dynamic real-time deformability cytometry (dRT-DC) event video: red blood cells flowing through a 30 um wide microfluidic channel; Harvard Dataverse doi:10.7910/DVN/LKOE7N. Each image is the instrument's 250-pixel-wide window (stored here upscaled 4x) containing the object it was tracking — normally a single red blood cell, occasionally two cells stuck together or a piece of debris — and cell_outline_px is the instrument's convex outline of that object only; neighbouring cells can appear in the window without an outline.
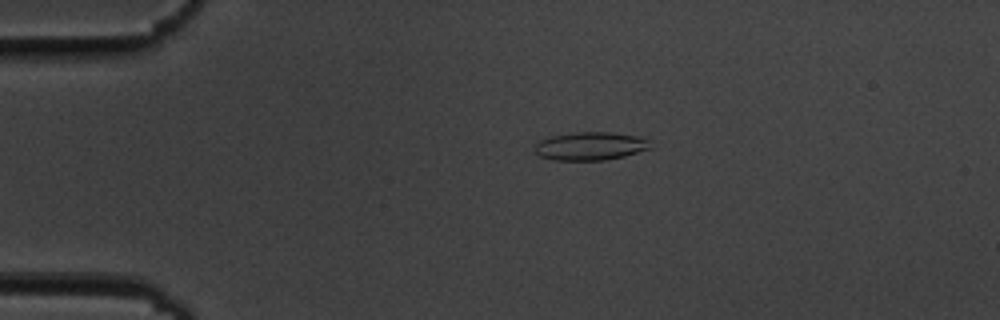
{"species": "common noctule bat (a hibernating species)", "species_latin": "Nyctalus noctula", "temperature_condition": "cold", "stored_images_in_passage": 51, "camera_frame_rate_fps": 3000, "um_per_image_px": 0.085, "animal": {"sex": "male", "body_mass_g": 19.5, "forearm_length_mm": 54.6}, "frame": {"image": 1, "passage_image": 7, "time_ms": 2.0, "image_size_px": [1000, 320], "cell_outline_px": [[652, 148], [624, 156], [604, 160], [556, 160], [540, 156], [536, 152], [536, 144], [540, 140], [552, 136], [576, 132], [612, 132], [636, 136], [648, 140]], "centroid_in_image_um": [50.2, 12.42], "position_along_channel_um": 34.8, "area_um2": 18.79}}
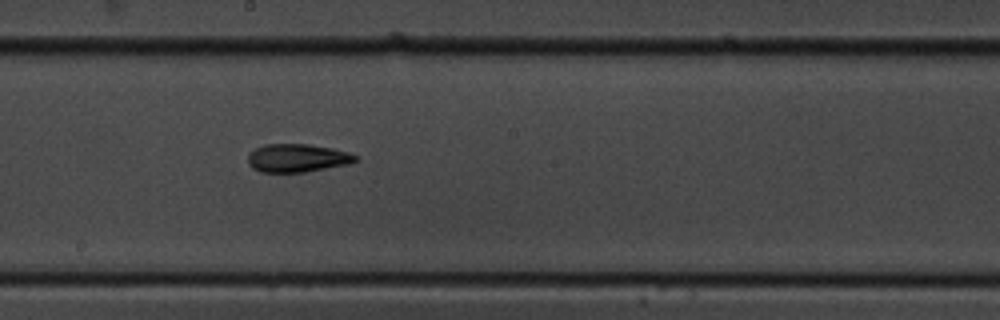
{"frame": {"image": 2, "passage_image": 26, "time_ms": 8.333, "image_size_px": [1000, 320], "cell_outline_px": [[360, 156], [356, 160], [348, 164], [304, 172], [260, 172], [252, 168], [248, 164], [248, 152], [264, 144], [308, 144], [332, 148], [348, 152]], "centroid_in_image_um": [25.24, 13.43], "position_along_channel_um": 223.0, "area_um2": 17.74}}
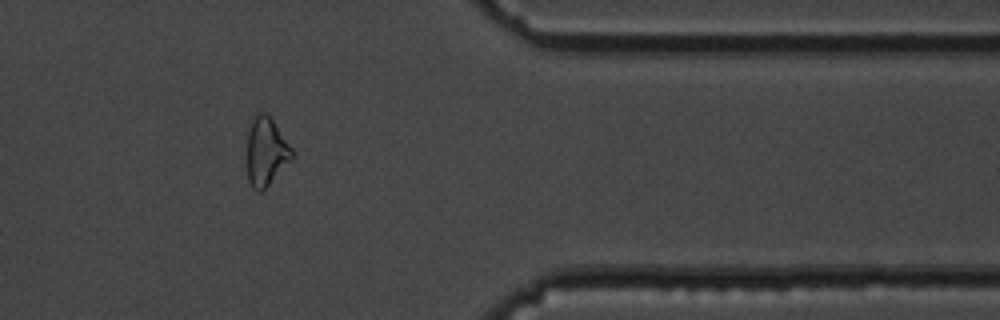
{"frame": {"image": 3, "passage_image": 41, "time_ms": 13.333, "image_size_px": [1000, 320], "cell_outline_px": [[292, 160], [260, 192], [252, 188], [248, 180], [248, 132], [252, 120], [256, 112], [268, 112], [292, 148]], "centroid_in_image_um": [22.62, 12.84], "position_along_channel_um": 388.8, "area_um2": 17.74}, "authors_computed_cell_mechanics": {"area_um2": 18.0914, "velocity_mm_per_s": 3.6313, "shape_relaxation_time_tau1_ms": 6.8842, "shape_relaxation_time_tau2_ms": 5.2453, "deformation_change_tau1": 0.1767, "deformation_change_tau2": 0.1511}}